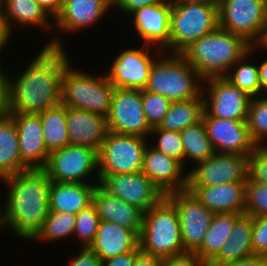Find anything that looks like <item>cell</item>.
I'll return each mask as SVG.
<instances>
[{
  "label": "cell",
  "instance_id": "obj_1",
  "mask_svg": "<svg viewBox=\"0 0 267 266\" xmlns=\"http://www.w3.org/2000/svg\"><path fill=\"white\" fill-rule=\"evenodd\" d=\"M43 45L25 70L15 77L8 75L6 113L38 114L61 103L62 77L71 63L69 54L58 34Z\"/></svg>",
  "mask_w": 267,
  "mask_h": 266
},
{
  "label": "cell",
  "instance_id": "obj_2",
  "mask_svg": "<svg viewBox=\"0 0 267 266\" xmlns=\"http://www.w3.org/2000/svg\"><path fill=\"white\" fill-rule=\"evenodd\" d=\"M0 182L7 190L1 205L0 229L8 228L17 238L31 241L42 229L50 211L51 180L42 169H30Z\"/></svg>",
  "mask_w": 267,
  "mask_h": 266
},
{
  "label": "cell",
  "instance_id": "obj_3",
  "mask_svg": "<svg viewBox=\"0 0 267 266\" xmlns=\"http://www.w3.org/2000/svg\"><path fill=\"white\" fill-rule=\"evenodd\" d=\"M250 47L251 44L243 37L218 26L211 33L190 43L179 54L205 80L225 76Z\"/></svg>",
  "mask_w": 267,
  "mask_h": 266
},
{
  "label": "cell",
  "instance_id": "obj_4",
  "mask_svg": "<svg viewBox=\"0 0 267 266\" xmlns=\"http://www.w3.org/2000/svg\"><path fill=\"white\" fill-rule=\"evenodd\" d=\"M202 86L203 79L179 53L162 52L153 63L143 90L174 102L197 98Z\"/></svg>",
  "mask_w": 267,
  "mask_h": 266
},
{
  "label": "cell",
  "instance_id": "obj_5",
  "mask_svg": "<svg viewBox=\"0 0 267 266\" xmlns=\"http://www.w3.org/2000/svg\"><path fill=\"white\" fill-rule=\"evenodd\" d=\"M139 246L161 259L186 252L177 210L166 197L143 213Z\"/></svg>",
  "mask_w": 267,
  "mask_h": 266
},
{
  "label": "cell",
  "instance_id": "obj_6",
  "mask_svg": "<svg viewBox=\"0 0 267 266\" xmlns=\"http://www.w3.org/2000/svg\"><path fill=\"white\" fill-rule=\"evenodd\" d=\"M114 89L103 72L90 74L75 69L71 62L62 77L61 103L107 117Z\"/></svg>",
  "mask_w": 267,
  "mask_h": 266
},
{
  "label": "cell",
  "instance_id": "obj_7",
  "mask_svg": "<svg viewBox=\"0 0 267 266\" xmlns=\"http://www.w3.org/2000/svg\"><path fill=\"white\" fill-rule=\"evenodd\" d=\"M219 26L218 2L173 5L170 13L169 53H180L190 43Z\"/></svg>",
  "mask_w": 267,
  "mask_h": 266
},
{
  "label": "cell",
  "instance_id": "obj_8",
  "mask_svg": "<svg viewBox=\"0 0 267 266\" xmlns=\"http://www.w3.org/2000/svg\"><path fill=\"white\" fill-rule=\"evenodd\" d=\"M219 27L260 45L267 30V0H217Z\"/></svg>",
  "mask_w": 267,
  "mask_h": 266
},
{
  "label": "cell",
  "instance_id": "obj_9",
  "mask_svg": "<svg viewBox=\"0 0 267 266\" xmlns=\"http://www.w3.org/2000/svg\"><path fill=\"white\" fill-rule=\"evenodd\" d=\"M149 138L108 132L98 157V174L115 175L141 172Z\"/></svg>",
  "mask_w": 267,
  "mask_h": 266
},
{
  "label": "cell",
  "instance_id": "obj_10",
  "mask_svg": "<svg viewBox=\"0 0 267 266\" xmlns=\"http://www.w3.org/2000/svg\"><path fill=\"white\" fill-rule=\"evenodd\" d=\"M42 170L51 181L100 183L97 152L84 146L69 144L50 152L47 164ZM94 175L96 177L93 178ZM92 178L96 179V182L90 181Z\"/></svg>",
  "mask_w": 267,
  "mask_h": 266
},
{
  "label": "cell",
  "instance_id": "obj_11",
  "mask_svg": "<svg viewBox=\"0 0 267 266\" xmlns=\"http://www.w3.org/2000/svg\"><path fill=\"white\" fill-rule=\"evenodd\" d=\"M141 45L139 48L131 46L115 55L111 66L104 73L115 88H145L153 63L163 50L152 45Z\"/></svg>",
  "mask_w": 267,
  "mask_h": 266
},
{
  "label": "cell",
  "instance_id": "obj_12",
  "mask_svg": "<svg viewBox=\"0 0 267 266\" xmlns=\"http://www.w3.org/2000/svg\"><path fill=\"white\" fill-rule=\"evenodd\" d=\"M107 123L110 132L150 138L152 128L143 110L142 90L115 88Z\"/></svg>",
  "mask_w": 267,
  "mask_h": 266
},
{
  "label": "cell",
  "instance_id": "obj_13",
  "mask_svg": "<svg viewBox=\"0 0 267 266\" xmlns=\"http://www.w3.org/2000/svg\"><path fill=\"white\" fill-rule=\"evenodd\" d=\"M202 96V116L247 121L251 97L224 76L203 80Z\"/></svg>",
  "mask_w": 267,
  "mask_h": 266
},
{
  "label": "cell",
  "instance_id": "obj_14",
  "mask_svg": "<svg viewBox=\"0 0 267 266\" xmlns=\"http://www.w3.org/2000/svg\"><path fill=\"white\" fill-rule=\"evenodd\" d=\"M165 197L177 210L184 250L195 252L204 241L214 213L188 189L169 193Z\"/></svg>",
  "mask_w": 267,
  "mask_h": 266
},
{
  "label": "cell",
  "instance_id": "obj_15",
  "mask_svg": "<svg viewBox=\"0 0 267 266\" xmlns=\"http://www.w3.org/2000/svg\"><path fill=\"white\" fill-rule=\"evenodd\" d=\"M248 158L242 154L215 153L188 169L187 186H216L231 182H246Z\"/></svg>",
  "mask_w": 267,
  "mask_h": 266
},
{
  "label": "cell",
  "instance_id": "obj_16",
  "mask_svg": "<svg viewBox=\"0 0 267 266\" xmlns=\"http://www.w3.org/2000/svg\"><path fill=\"white\" fill-rule=\"evenodd\" d=\"M100 185L111 195L146 212L165 195L141 171L131 174L99 175Z\"/></svg>",
  "mask_w": 267,
  "mask_h": 266
},
{
  "label": "cell",
  "instance_id": "obj_17",
  "mask_svg": "<svg viewBox=\"0 0 267 266\" xmlns=\"http://www.w3.org/2000/svg\"><path fill=\"white\" fill-rule=\"evenodd\" d=\"M171 9L172 5L164 0L162 3L144 6L131 13V26L134 27V34L139 36H136V39L139 38L143 44L169 53Z\"/></svg>",
  "mask_w": 267,
  "mask_h": 266
},
{
  "label": "cell",
  "instance_id": "obj_18",
  "mask_svg": "<svg viewBox=\"0 0 267 266\" xmlns=\"http://www.w3.org/2000/svg\"><path fill=\"white\" fill-rule=\"evenodd\" d=\"M207 136L216 153L249 156L257 145L252 141L246 121L202 116Z\"/></svg>",
  "mask_w": 267,
  "mask_h": 266
},
{
  "label": "cell",
  "instance_id": "obj_19",
  "mask_svg": "<svg viewBox=\"0 0 267 266\" xmlns=\"http://www.w3.org/2000/svg\"><path fill=\"white\" fill-rule=\"evenodd\" d=\"M142 172L164 195L187 189L188 168L185 169L177 159L157 151L150 142L144 152Z\"/></svg>",
  "mask_w": 267,
  "mask_h": 266
},
{
  "label": "cell",
  "instance_id": "obj_20",
  "mask_svg": "<svg viewBox=\"0 0 267 266\" xmlns=\"http://www.w3.org/2000/svg\"><path fill=\"white\" fill-rule=\"evenodd\" d=\"M15 121L22 162L29 169H43L49 152L45 147L39 114L8 113Z\"/></svg>",
  "mask_w": 267,
  "mask_h": 266
},
{
  "label": "cell",
  "instance_id": "obj_21",
  "mask_svg": "<svg viewBox=\"0 0 267 266\" xmlns=\"http://www.w3.org/2000/svg\"><path fill=\"white\" fill-rule=\"evenodd\" d=\"M113 7L106 0H65L54 20V30L77 34L103 20Z\"/></svg>",
  "mask_w": 267,
  "mask_h": 266
},
{
  "label": "cell",
  "instance_id": "obj_22",
  "mask_svg": "<svg viewBox=\"0 0 267 266\" xmlns=\"http://www.w3.org/2000/svg\"><path fill=\"white\" fill-rule=\"evenodd\" d=\"M70 145L94 149L97 153L109 132L107 117L84 109L66 107Z\"/></svg>",
  "mask_w": 267,
  "mask_h": 266
},
{
  "label": "cell",
  "instance_id": "obj_23",
  "mask_svg": "<svg viewBox=\"0 0 267 266\" xmlns=\"http://www.w3.org/2000/svg\"><path fill=\"white\" fill-rule=\"evenodd\" d=\"M187 189L214 214H245L246 182H231L216 186H187Z\"/></svg>",
  "mask_w": 267,
  "mask_h": 266
},
{
  "label": "cell",
  "instance_id": "obj_24",
  "mask_svg": "<svg viewBox=\"0 0 267 266\" xmlns=\"http://www.w3.org/2000/svg\"><path fill=\"white\" fill-rule=\"evenodd\" d=\"M93 204L100 221L116 223L134 230L140 236L144 212L138 207L111 195L100 184L95 188Z\"/></svg>",
  "mask_w": 267,
  "mask_h": 266
},
{
  "label": "cell",
  "instance_id": "obj_25",
  "mask_svg": "<svg viewBox=\"0 0 267 266\" xmlns=\"http://www.w3.org/2000/svg\"><path fill=\"white\" fill-rule=\"evenodd\" d=\"M89 248L103 261L139 249V235L116 223L100 221L94 242Z\"/></svg>",
  "mask_w": 267,
  "mask_h": 266
},
{
  "label": "cell",
  "instance_id": "obj_26",
  "mask_svg": "<svg viewBox=\"0 0 267 266\" xmlns=\"http://www.w3.org/2000/svg\"><path fill=\"white\" fill-rule=\"evenodd\" d=\"M0 10L11 34L15 31L14 28L18 30L19 27H36L45 32L54 30V21L36 0H2Z\"/></svg>",
  "mask_w": 267,
  "mask_h": 266
},
{
  "label": "cell",
  "instance_id": "obj_27",
  "mask_svg": "<svg viewBox=\"0 0 267 266\" xmlns=\"http://www.w3.org/2000/svg\"><path fill=\"white\" fill-rule=\"evenodd\" d=\"M99 183L50 182L49 210L78 214L93 203V194Z\"/></svg>",
  "mask_w": 267,
  "mask_h": 266
},
{
  "label": "cell",
  "instance_id": "obj_28",
  "mask_svg": "<svg viewBox=\"0 0 267 266\" xmlns=\"http://www.w3.org/2000/svg\"><path fill=\"white\" fill-rule=\"evenodd\" d=\"M253 216L242 214L236 221L230 236L219 253L208 263L218 265L237 261L253 255L252 251Z\"/></svg>",
  "mask_w": 267,
  "mask_h": 266
},
{
  "label": "cell",
  "instance_id": "obj_29",
  "mask_svg": "<svg viewBox=\"0 0 267 266\" xmlns=\"http://www.w3.org/2000/svg\"><path fill=\"white\" fill-rule=\"evenodd\" d=\"M18 132L14 119L0 114V178L30 170L21 160Z\"/></svg>",
  "mask_w": 267,
  "mask_h": 266
},
{
  "label": "cell",
  "instance_id": "obj_30",
  "mask_svg": "<svg viewBox=\"0 0 267 266\" xmlns=\"http://www.w3.org/2000/svg\"><path fill=\"white\" fill-rule=\"evenodd\" d=\"M242 214L215 213L201 246L195 254L207 264L219 253L233 230L235 221Z\"/></svg>",
  "mask_w": 267,
  "mask_h": 266
},
{
  "label": "cell",
  "instance_id": "obj_31",
  "mask_svg": "<svg viewBox=\"0 0 267 266\" xmlns=\"http://www.w3.org/2000/svg\"><path fill=\"white\" fill-rule=\"evenodd\" d=\"M264 50L260 45H251L249 51L238 60L224 76L234 86L250 97L261 96L258 64L253 58L257 51ZM255 53V54H254ZM252 57V59H251ZM254 62V63H253Z\"/></svg>",
  "mask_w": 267,
  "mask_h": 266
},
{
  "label": "cell",
  "instance_id": "obj_32",
  "mask_svg": "<svg viewBox=\"0 0 267 266\" xmlns=\"http://www.w3.org/2000/svg\"><path fill=\"white\" fill-rule=\"evenodd\" d=\"M204 99L202 93L194 99L171 102L168 112L159 124V129L180 132L202 119Z\"/></svg>",
  "mask_w": 267,
  "mask_h": 266
},
{
  "label": "cell",
  "instance_id": "obj_33",
  "mask_svg": "<svg viewBox=\"0 0 267 266\" xmlns=\"http://www.w3.org/2000/svg\"><path fill=\"white\" fill-rule=\"evenodd\" d=\"M180 135L184 149L185 169L187 168L186 164L189 163L190 166H195L216 153L212 142L207 136L202 119L180 131Z\"/></svg>",
  "mask_w": 267,
  "mask_h": 266
},
{
  "label": "cell",
  "instance_id": "obj_34",
  "mask_svg": "<svg viewBox=\"0 0 267 266\" xmlns=\"http://www.w3.org/2000/svg\"><path fill=\"white\" fill-rule=\"evenodd\" d=\"M38 114L43 127V138L47 151L50 153L69 145L66 107L59 103Z\"/></svg>",
  "mask_w": 267,
  "mask_h": 266
},
{
  "label": "cell",
  "instance_id": "obj_35",
  "mask_svg": "<svg viewBox=\"0 0 267 266\" xmlns=\"http://www.w3.org/2000/svg\"><path fill=\"white\" fill-rule=\"evenodd\" d=\"M75 214L49 211L42 229L31 240L32 242H57L73 238L75 228Z\"/></svg>",
  "mask_w": 267,
  "mask_h": 266
},
{
  "label": "cell",
  "instance_id": "obj_36",
  "mask_svg": "<svg viewBox=\"0 0 267 266\" xmlns=\"http://www.w3.org/2000/svg\"><path fill=\"white\" fill-rule=\"evenodd\" d=\"M246 123L252 141L257 147H264L267 144V95L251 97Z\"/></svg>",
  "mask_w": 267,
  "mask_h": 266
},
{
  "label": "cell",
  "instance_id": "obj_37",
  "mask_svg": "<svg viewBox=\"0 0 267 266\" xmlns=\"http://www.w3.org/2000/svg\"><path fill=\"white\" fill-rule=\"evenodd\" d=\"M99 222L97 209L93 203L76 214L73 236L80 240V248L90 247L94 242Z\"/></svg>",
  "mask_w": 267,
  "mask_h": 266
},
{
  "label": "cell",
  "instance_id": "obj_38",
  "mask_svg": "<svg viewBox=\"0 0 267 266\" xmlns=\"http://www.w3.org/2000/svg\"><path fill=\"white\" fill-rule=\"evenodd\" d=\"M149 142H152L150 145L157 151L177 159L184 166V149L180 132H174L155 127L152 128Z\"/></svg>",
  "mask_w": 267,
  "mask_h": 266
},
{
  "label": "cell",
  "instance_id": "obj_39",
  "mask_svg": "<svg viewBox=\"0 0 267 266\" xmlns=\"http://www.w3.org/2000/svg\"><path fill=\"white\" fill-rule=\"evenodd\" d=\"M143 110L151 128L158 127L168 112L171 101L160 94L142 90Z\"/></svg>",
  "mask_w": 267,
  "mask_h": 266
},
{
  "label": "cell",
  "instance_id": "obj_40",
  "mask_svg": "<svg viewBox=\"0 0 267 266\" xmlns=\"http://www.w3.org/2000/svg\"><path fill=\"white\" fill-rule=\"evenodd\" d=\"M245 214L253 217L267 215V185L247 179Z\"/></svg>",
  "mask_w": 267,
  "mask_h": 266
},
{
  "label": "cell",
  "instance_id": "obj_41",
  "mask_svg": "<svg viewBox=\"0 0 267 266\" xmlns=\"http://www.w3.org/2000/svg\"><path fill=\"white\" fill-rule=\"evenodd\" d=\"M248 179L267 185V148L257 147L248 158Z\"/></svg>",
  "mask_w": 267,
  "mask_h": 266
},
{
  "label": "cell",
  "instance_id": "obj_42",
  "mask_svg": "<svg viewBox=\"0 0 267 266\" xmlns=\"http://www.w3.org/2000/svg\"><path fill=\"white\" fill-rule=\"evenodd\" d=\"M252 251L267 256V215L253 217Z\"/></svg>",
  "mask_w": 267,
  "mask_h": 266
},
{
  "label": "cell",
  "instance_id": "obj_43",
  "mask_svg": "<svg viewBox=\"0 0 267 266\" xmlns=\"http://www.w3.org/2000/svg\"><path fill=\"white\" fill-rule=\"evenodd\" d=\"M161 266H208V264L201 260L195 252L186 251L182 254L162 258Z\"/></svg>",
  "mask_w": 267,
  "mask_h": 266
},
{
  "label": "cell",
  "instance_id": "obj_44",
  "mask_svg": "<svg viewBox=\"0 0 267 266\" xmlns=\"http://www.w3.org/2000/svg\"><path fill=\"white\" fill-rule=\"evenodd\" d=\"M78 254V255H77ZM102 259L89 247H81L79 253L67 262L68 266H102ZM66 265V266H67Z\"/></svg>",
  "mask_w": 267,
  "mask_h": 266
},
{
  "label": "cell",
  "instance_id": "obj_45",
  "mask_svg": "<svg viewBox=\"0 0 267 266\" xmlns=\"http://www.w3.org/2000/svg\"><path fill=\"white\" fill-rule=\"evenodd\" d=\"M164 0H119V2L113 7L117 9L118 12L125 14L126 17L136 11L139 8L149 5H155L162 3Z\"/></svg>",
  "mask_w": 267,
  "mask_h": 266
},
{
  "label": "cell",
  "instance_id": "obj_46",
  "mask_svg": "<svg viewBox=\"0 0 267 266\" xmlns=\"http://www.w3.org/2000/svg\"><path fill=\"white\" fill-rule=\"evenodd\" d=\"M135 257H136V249L103 260L102 266H133L135 262Z\"/></svg>",
  "mask_w": 267,
  "mask_h": 266
},
{
  "label": "cell",
  "instance_id": "obj_47",
  "mask_svg": "<svg viewBox=\"0 0 267 266\" xmlns=\"http://www.w3.org/2000/svg\"><path fill=\"white\" fill-rule=\"evenodd\" d=\"M208 266H267V256L253 254L237 261Z\"/></svg>",
  "mask_w": 267,
  "mask_h": 266
},
{
  "label": "cell",
  "instance_id": "obj_48",
  "mask_svg": "<svg viewBox=\"0 0 267 266\" xmlns=\"http://www.w3.org/2000/svg\"><path fill=\"white\" fill-rule=\"evenodd\" d=\"M1 60V58H0ZM0 62V114L6 113L8 104V75Z\"/></svg>",
  "mask_w": 267,
  "mask_h": 266
},
{
  "label": "cell",
  "instance_id": "obj_49",
  "mask_svg": "<svg viewBox=\"0 0 267 266\" xmlns=\"http://www.w3.org/2000/svg\"><path fill=\"white\" fill-rule=\"evenodd\" d=\"M162 259L143 252L140 248L136 249V257L133 266H161Z\"/></svg>",
  "mask_w": 267,
  "mask_h": 266
},
{
  "label": "cell",
  "instance_id": "obj_50",
  "mask_svg": "<svg viewBox=\"0 0 267 266\" xmlns=\"http://www.w3.org/2000/svg\"><path fill=\"white\" fill-rule=\"evenodd\" d=\"M47 15L54 21L61 11L62 0H36Z\"/></svg>",
  "mask_w": 267,
  "mask_h": 266
},
{
  "label": "cell",
  "instance_id": "obj_51",
  "mask_svg": "<svg viewBox=\"0 0 267 266\" xmlns=\"http://www.w3.org/2000/svg\"><path fill=\"white\" fill-rule=\"evenodd\" d=\"M12 37L14 36H12L11 32L9 31L6 20L2 16V12L0 10V56L2 55V50L6 48Z\"/></svg>",
  "mask_w": 267,
  "mask_h": 266
},
{
  "label": "cell",
  "instance_id": "obj_52",
  "mask_svg": "<svg viewBox=\"0 0 267 266\" xmlns=\"http://www.w3.org/2000/svg\"><path fill=\"white\" fill-rule=\"evenodd\" d=\"M261 96L267 95V58L258 63Z\"/></svg>",
  "mask_w": 267,
  "mask_h": 266
},
{
  "label": "cell",
  "instance_id": "obj_53",
  "mask_svg": "<svg viewBox=\"0 0 267 266\" xmlns=\"http://www.w3.org/2000/svg\"><path fill=\"white\" fill-rule=\"evenodd\" d=\"M166 1L169 2L172 6L185 3H194V2H218L217 0H166Z\"/></svg>",
  "mask_w": 267,
  "mask_h": 266
},
{
  "label": "cell",
  "instance_id": "obj_54",
  "mask_svg": "<svg viewBox=\"0 0 267 266\" xmlns=\"http://www.w3.org/2000/svg\"><path fill=\"white\" fill-rule=\"evenodd\" d=\"M260 46H261L262 48H264L265 50H267V30H266L264 39H263L262 43L260 44Z\"/></svg>",
  "mask_w": 267,
  "mask_h": 266
},
{
  "label": "cell",
  "instance_id": "obj_55",
  "mask_svg": "<svg viewBox=\"0 0 267 266\" xmlns=\"http://www.w3.org/2000/svg\"><path fill=\"white\" fill-rule=\"evenodd\" d=\"M112 7H114L118 2L119 0H106Z\"/></svg>",
  "mask_w": 267,
  "mask_h": 266
}]
</instances>
